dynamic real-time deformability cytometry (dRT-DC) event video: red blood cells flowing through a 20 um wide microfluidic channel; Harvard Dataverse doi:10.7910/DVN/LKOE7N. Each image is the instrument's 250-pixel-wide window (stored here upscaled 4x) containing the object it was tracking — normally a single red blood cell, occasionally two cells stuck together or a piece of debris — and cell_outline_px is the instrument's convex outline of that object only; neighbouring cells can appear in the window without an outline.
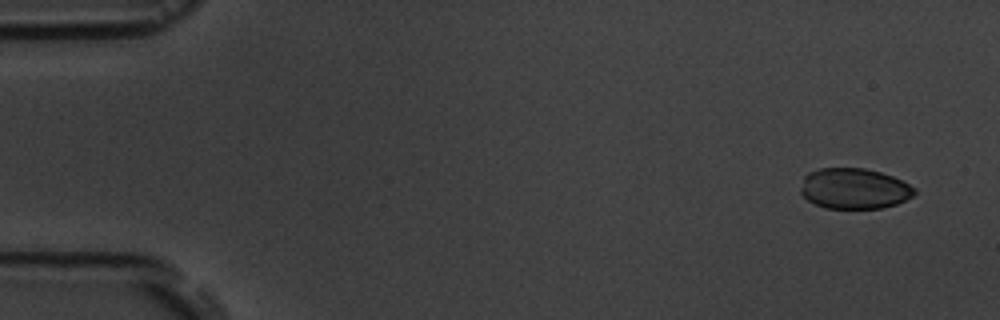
{"species": "common noctule bat (a hibernating species)", "species_latin": "Nyctalus noctula", "temperature_condition": "room temperature", "stored_images_in_passage": 6, "camera_frame_rate_fps": 3000, "um_per_image_px": 0.085, "animal": {"sex": "male", "body_mass_g": 19.5, "forearm_length_mm": 54.6}, "frame": {"image": 1, "passage_image": 1, "time_ms": 0.0, "image_size_px": [1000, 320], "cell_outline_px": [[916, 192], [912, 196], [896, 204], [880, 208], [824, 208], [808, 200], [800, 192], [800, 188], [804, 176], [808, 172], [820, 168], [864, 168], [880, 172], [892, 176], [916, 188]], "centroid_in_image_um": [72.58, 16.02], "position_along_channel_um": 12.4, "area_um2": 26.88}}
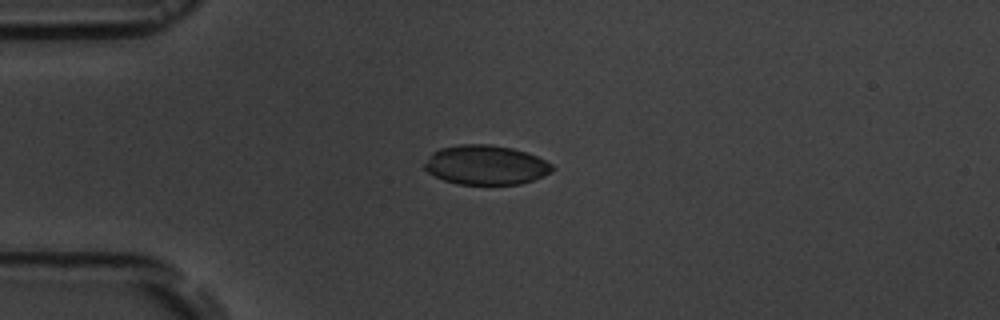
{"frame": {"image": 2, "passage_image": 4, "time_ms": 3.667, "image_size_px": [1000, 320], "cell_outline_px": [[556, 168], [552, 172], [544, 176], [520, 184], [456, 184], [444, 180], [428, 172], [424, 168], [424, 164], [432, 152], [440, 148], [460, 144], [492, 144], [512, 148], [528, 152], [552, 164]], "centroid_in_image_um": [41.31, 14.01], "position_along_channel_um": 43.7, "area_um2": 29.48}}
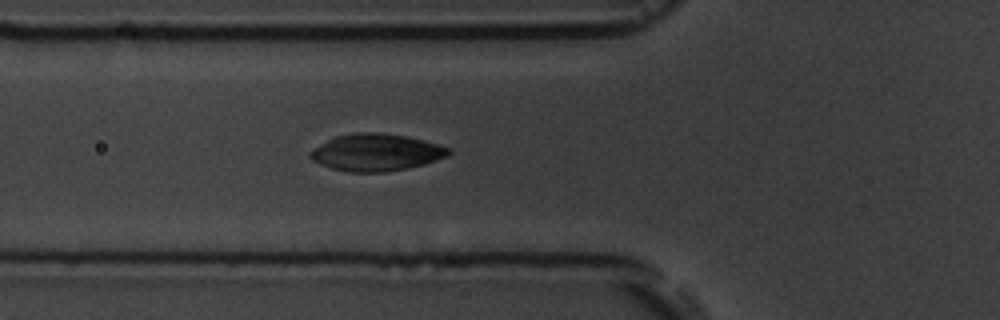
{"frame": {"image": 3, "passage_image": 6, "time_ms": 5.667, "image_size_px": [1000, 320], "cell_outline_px": [[452, 152], [448, 156], [424, 164], [408, 168], [384, 172], [348, 172], [332, 168], [320, 164], [312, 160], [308, 156], [308, 152], [328, 140], [336, 136], [356, 132], [380, 132], [404, 136], [424, 140], [448, 148]], "centroid_in_image_um": [31.96, 12.96], "position_along_channel_um": 93.8, "area_um2": 29.77}}